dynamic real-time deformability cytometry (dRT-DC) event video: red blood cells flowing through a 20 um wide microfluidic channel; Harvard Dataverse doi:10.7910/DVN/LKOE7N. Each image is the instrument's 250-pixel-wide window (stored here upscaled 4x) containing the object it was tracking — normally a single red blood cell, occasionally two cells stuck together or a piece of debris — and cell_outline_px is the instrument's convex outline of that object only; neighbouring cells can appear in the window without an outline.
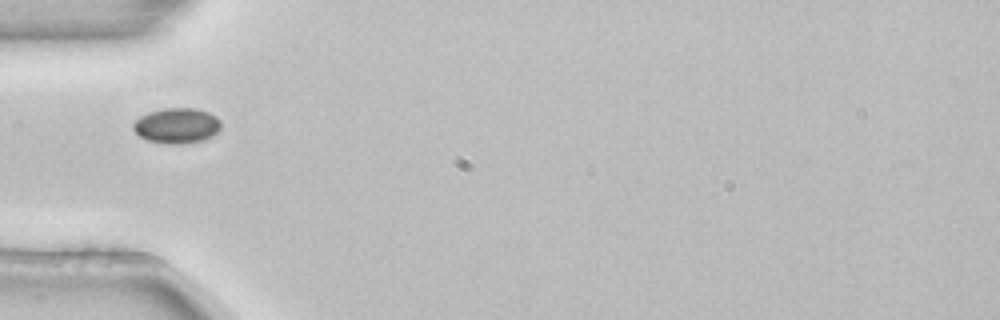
{"species": "common noctule bat (a hibernating species)", "species_latin": "Nyctalus noctula", "temperature_condition": "room temperature", "stored_images_in_passage": 3, "camera_frame_rate_fps": 3000, "um_per_image_px": 0.085, "animal": {"sex": "female", "body_mass_g": 22.7, "forearm_length_mm": 54.2}, "frame": {"image": 1, "passage_image": 1, "time_ms": 0.0, "image_size_px": [1000, 320], "cell_outline_px": [[220, 128], [212, 136], [204, 140], [184, 144], [164, 144], [148, 140], [140, 136], [132, 128], [132, 124], [140, 116], [148, 112], [164, 108], [196, 108], [208, 112], [216, 116], [220, 120]], "centroid_in_image_um": [15.03, 10.68], "position_along_channel_um": 70.0, "area_um2": 18.21}}